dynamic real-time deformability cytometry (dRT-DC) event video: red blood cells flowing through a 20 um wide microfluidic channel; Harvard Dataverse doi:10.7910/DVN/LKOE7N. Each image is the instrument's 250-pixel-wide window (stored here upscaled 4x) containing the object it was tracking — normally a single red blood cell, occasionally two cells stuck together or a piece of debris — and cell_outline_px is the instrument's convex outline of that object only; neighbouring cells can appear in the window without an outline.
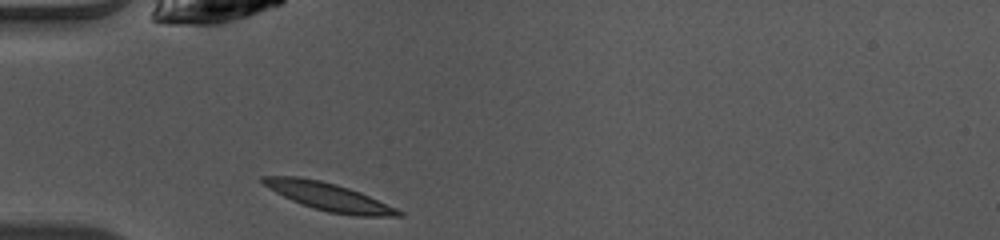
{"species": "common noctule bat (a hibernating species)", "species_latin": "Nyctalus noctula", "temperature_condition": "warm", "stored_images_in_passage": 35, "camera_frame_rate_fps": 3000, "um_per_image_px": 0.085, "animal": {"sex": "female", "body_mass_g": 10.0, "forearm_length_mm": 53.1}, "frame": {"image": 1, "passage_image": 1, "time_ms": 0.0, "image_size_px": [1000, 240], "cell_outline_px": [[404, 216], [356, 216], [328, 212], [292, 200], [268, 188], [260, 180], [260, 176], [296, 176], [320, 180], [336, 184], [360, 192], [396, 208], [404, 212]], "centroid_in_image_um": [27.96, 16.72], "position_along_channel_um": 57.0, "area_um2": 21.62}}
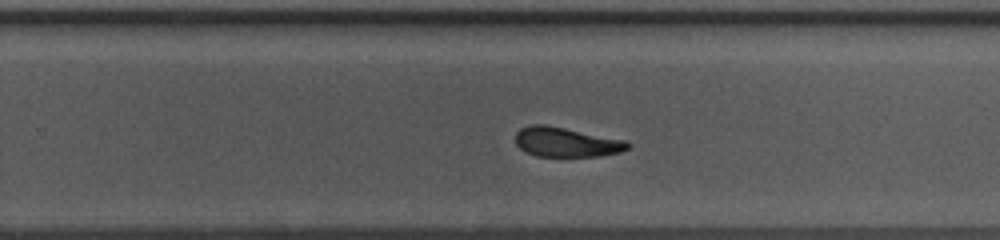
{"frame": {"image": 2, "passage_image": 18, "time_ms": 5.667, "image_size_px": [1000, 240], "cell_outline_px": [[632, 144], [628, 148], [620, 152], [600, 156], [536, 156], [524, 152], [516, 144], [516, 132], [520, 128], [532, 124], [544, 124], [628, 140]], "centroid_in_image_um": [48.14, 12.08], "position_along_channel_um": 281.7, "area_um2": 19.54}}
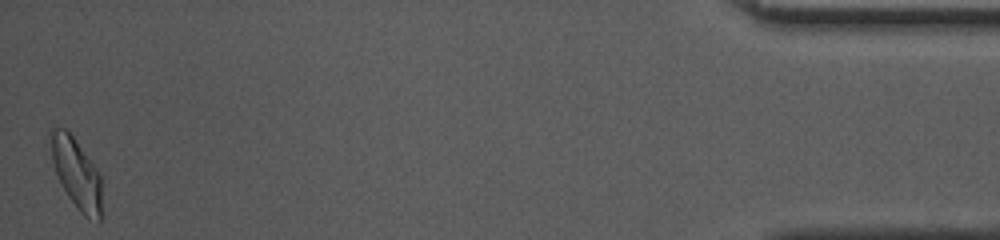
{"frame": {"image": 3, "passage_image": 35, "time_ms": 11.333, "image_size_px": [1000, 240], "cell_outline_px": [[100, 224], [88, 220], [76, 208], [68, 196], [56, 172], [52, 160], [48, 132], [48, 128], [64, 128], [72, 136], [100, 172]], "centroid_in_image_um": [6.48, 14.74], "position_along_channel_um": 428.7, "area_um2": 20.87}, "authors_computed_cell_mechanics": {"area_um2": 20.2878, "velocity_mm_per_s": 4.0717, "shape_relaxation_time_tau1_ms": 5.4552, "shape_relaxation_time_tau2_ms": 2.4337, "deformation_change_tau1": 0.1954, "deformation_change_tau2": 0.1062}}